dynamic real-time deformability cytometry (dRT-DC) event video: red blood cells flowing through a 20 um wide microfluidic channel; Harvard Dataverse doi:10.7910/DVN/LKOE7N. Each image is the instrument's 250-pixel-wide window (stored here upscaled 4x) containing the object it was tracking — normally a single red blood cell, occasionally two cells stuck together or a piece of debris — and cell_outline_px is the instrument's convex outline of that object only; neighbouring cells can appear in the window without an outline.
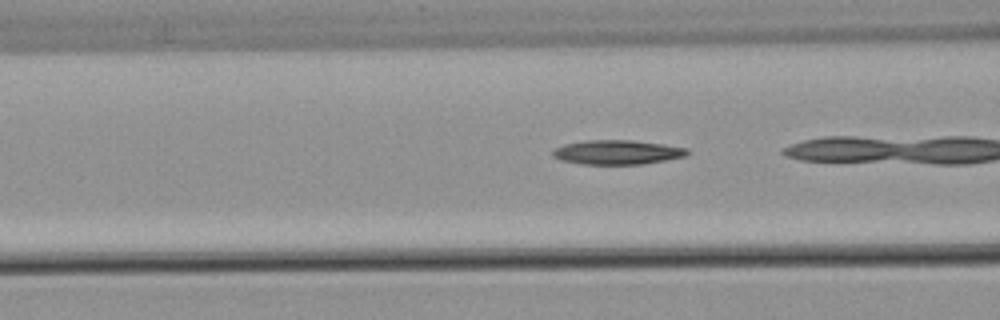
{"species": "common noctule bat (a hibernating species)", "species_latin": "Nyctalus noctula", "temperature_condition": "warm", "stored_images_in_passage": 7, "camera_frame_rate_fps": 3000, "um_per_image_px": 0.085, "animal": {"sex": "male", "body_mass_g": 21.5, "forearm_length_mm": 52.0}, "frame": {"image": 1, "passage_image": 4, "time_ms": 1.0, "image_size_px": [1000, 320], "cell_outline_px": [[688, 156], [644, 164], [580, 164], [560, 160], [552, 156], [552, 152], [556, 148], [564, 144], [588, 140], [632, 140], [664, 144], [688, 148]], "centroid_in_image_um": [52.49, 12.94], "position_along_channel_um": 114.1, "area_um2": 19.19}}